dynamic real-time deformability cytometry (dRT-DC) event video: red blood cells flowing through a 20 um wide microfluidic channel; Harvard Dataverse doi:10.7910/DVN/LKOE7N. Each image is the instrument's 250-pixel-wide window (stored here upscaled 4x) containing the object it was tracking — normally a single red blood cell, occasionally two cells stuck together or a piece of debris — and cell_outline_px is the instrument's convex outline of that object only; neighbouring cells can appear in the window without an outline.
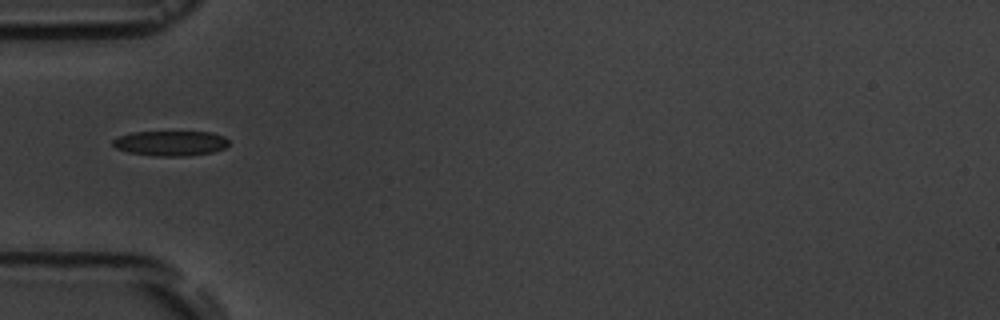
{"species": "common noctule bat (a hibernating species)", "species_latin": "Nyctalus noctula", "temperature_condition": "room temperature", "stored_images_in_passage": 7, "camera_frame_rate_fps": 3000, "um_per_image_px": 0.085, "animal": {"sex": "male", "body_mass_g": 19.5, "forearm_length_mm": 54.6}, "frame": {"image": 1, "passage_image": 1, "time_ms": 0.0, "image_size_px": [1000, 320], "cell_outline_px": [[228, 144], [224, 148], [212, 152], [184, 156], [156, 156], [128, 152], [116, 148], [112, 144], [112, 140], [120, 136], [132, 132], [212, 132], [224, 136], [228, 140]], "centroid_in_image_um": [14.49, 12.17], "position_along_channel_um": 70.5, "area_um2": 16.82}}
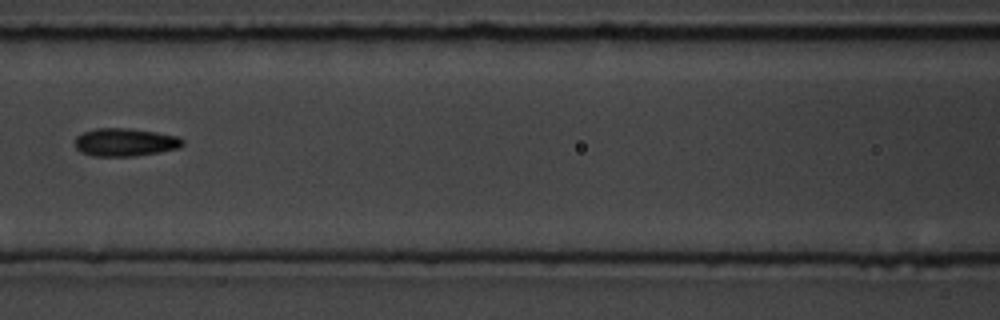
{"frame": {"image": 2, "passage_image": 3, "time_ms": 2.333, "image_size_px": [1000, 320], "cell_outline_px": [[184, 144], [180, 148], [160, 152], [136, 156], [92, 156], [80, 152], [76, 148], [76, 136], [84, 132], [96, 128], [128, 128], [156, 132], [180, 136], [184, 140]], "centroid_in_image_um": [10.67, 12.09], "position_along_channel_um": 155.9, "area_um2": 17.74}}
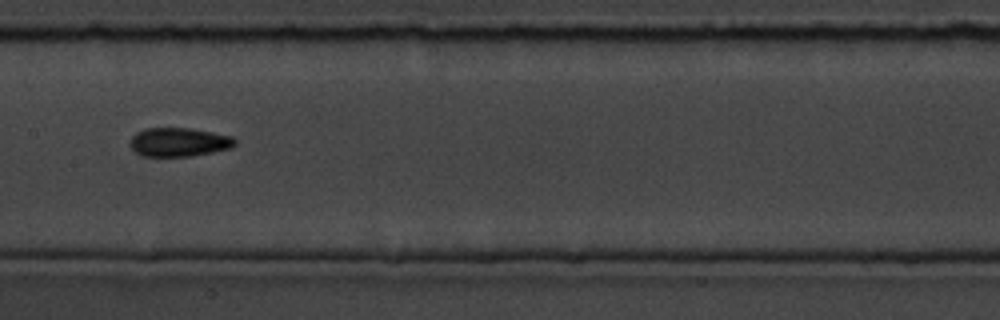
{"frame": {"image": 3, "passage_image": 4, "time_ms": 3.333, "image_size_px": [1000, 320], "cell_outline_px": [[236, 144], [232, 148], [192, 156], [144, 156], [136, 152], [132, 148], [132, 136], [136, 132], [144, 128], [188, 128], [212, 132], [232, 136], [236, 140]], "centroid_in_image_um": [15.24, 12.07], "position_along_channel_um": 192.2, "area_um2": 17.51}}